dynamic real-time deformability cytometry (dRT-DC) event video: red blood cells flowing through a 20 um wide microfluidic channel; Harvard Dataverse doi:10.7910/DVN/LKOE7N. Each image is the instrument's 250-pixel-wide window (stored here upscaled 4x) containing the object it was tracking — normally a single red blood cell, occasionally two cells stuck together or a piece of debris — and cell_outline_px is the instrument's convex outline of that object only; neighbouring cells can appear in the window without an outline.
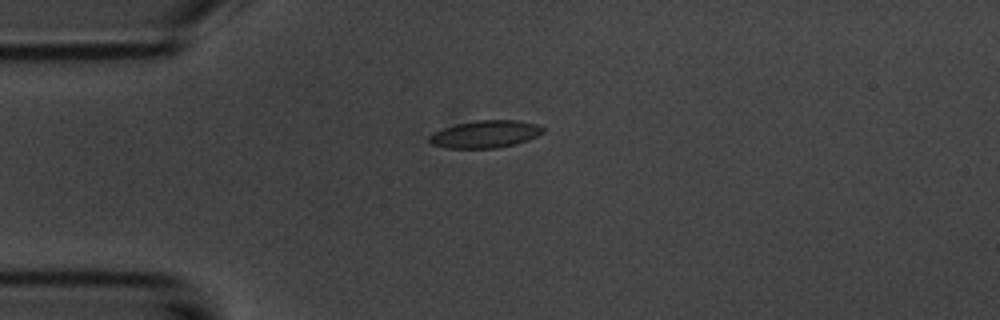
{"species": "common noctule bat (a hibernating species)", "species_latin": "Nyctalus noctula", "temperature_condition": "room temperature", "stored_images_in_passage": 3, "camera_frame_rate_fps": 3000, "um_per_image_px": 0.085, "animal": {"sex": "male", "body_mass_g": 20.1, "forearm_length_mm": 53.5}, "frame": {"image": 1, "passage_image": 1, "time_ms": 0.0, "image_size_px": [1000, 320], "cell_outline_px": [[544, 132], [528, 140], [516, 144], [496, 148], [448, 148], [432, 144], [428, 140], [428, 136], [432, 132], [456, 124], [476, 120], [516, 120], [536, 124], [544, 128]], "centroid_in_image_um": [41.23, 11.4], "position_along_channel_um": 43.8, "area_um2": 18.15}}